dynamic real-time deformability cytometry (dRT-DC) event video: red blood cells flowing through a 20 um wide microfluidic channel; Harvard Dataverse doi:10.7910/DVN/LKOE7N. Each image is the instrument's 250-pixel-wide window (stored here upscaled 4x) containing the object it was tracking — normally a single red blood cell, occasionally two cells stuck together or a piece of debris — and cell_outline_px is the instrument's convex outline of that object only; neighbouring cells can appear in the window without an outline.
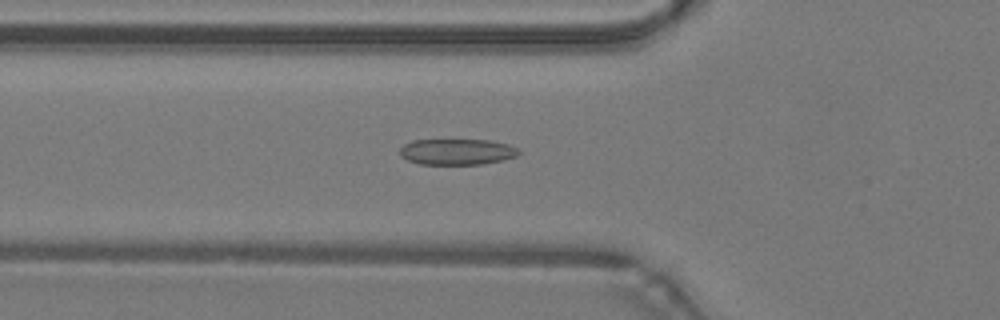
{"species": "common noctule bat (a hibernating species)", "species_latin": "Nyctalus noctula", "temperature_condition": "warm", "stored_images_in_passage": 35, "camera_frame_rate_fps": 3000, "um_per_image_px": 0.085, "animal": {"sex": "male", "body_mass_g": 19.2, "forearm_length_mm": 51.8}, "frame": {"image": 1, "passage_image": 8, "time_ms": 2.333, "image_size_px": [1000, 320], "cell_outline_px": [[520, 152], [516, 156], [504, 160], [480, 164], [420, 164], [408, 160], [400, 156], [400, 148], [404, 144], [412, 140], [488, 140], [508, 144], [520, 148]], "centroid_in_image_um": [38.86, 12.9], "position_along_channel_um": 86.9, "area_um2": 18.03}}
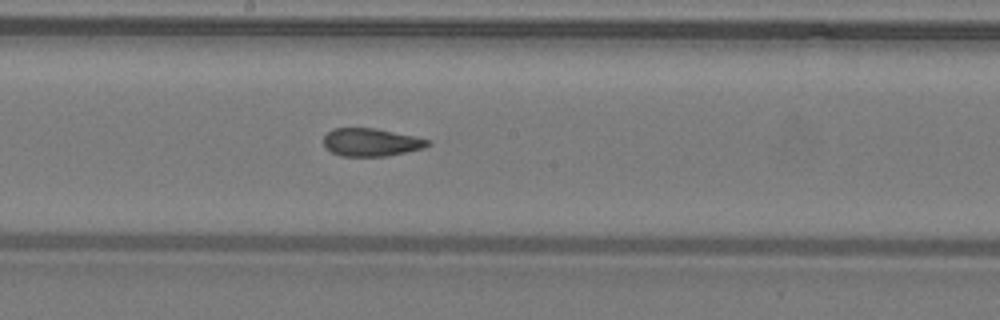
{"frame": {"image": 2, "passage_image": 17, "time_ms": 5.333, "image_size_px": [1000, 320], "cell_outline_px": [[432, 144], [424, 148], [388, 156], [340, 156], [332, 152], [324, 144], [324, 136], [332, 128], [372, 128], [412, 136], [428, 140]], "centroid_in_image_um": [31.53, 12.1], "position_along_channel_um": 216.7, "area_um2": 16.7}}
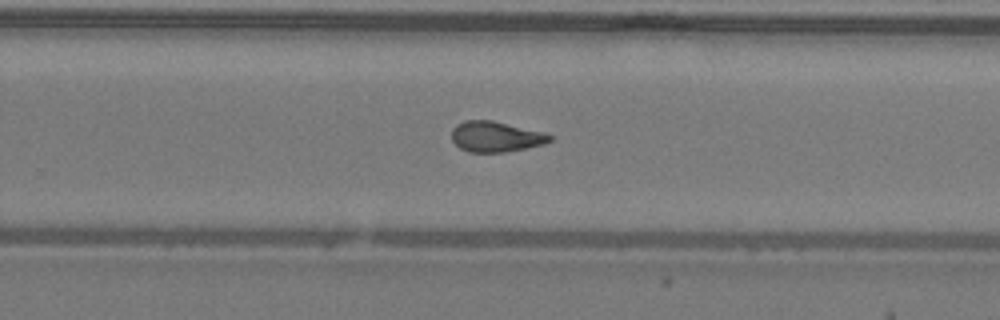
{"frame": {"image": 3, "passage_image": 22, "time_ms": 7.0, "image_size_px": [1000, 320], "cell_outline_px": [[552, 140], [544, 144], [508, 152], [468, 152], [460, 148], [452, 140], [452, 128], [456, 124], [464, 120], [492, 120], [544, 132], [552, 136]], "centroid_in_image_um": [42.13, 11.61], "position_along_channel_um": 287.7, "area_um2": 17.57}, "authors_computed_cell_mechanics": {"area_um2": 17.629, "velocity_mm_per_s": 4.2941, "shape_relaxation_time_tau1_ms": null, "shape_relaxation_time_tau2_ms": 1.6744, "deformation_change_tau1": null, "deformation_change_tau2": 0.0998}}